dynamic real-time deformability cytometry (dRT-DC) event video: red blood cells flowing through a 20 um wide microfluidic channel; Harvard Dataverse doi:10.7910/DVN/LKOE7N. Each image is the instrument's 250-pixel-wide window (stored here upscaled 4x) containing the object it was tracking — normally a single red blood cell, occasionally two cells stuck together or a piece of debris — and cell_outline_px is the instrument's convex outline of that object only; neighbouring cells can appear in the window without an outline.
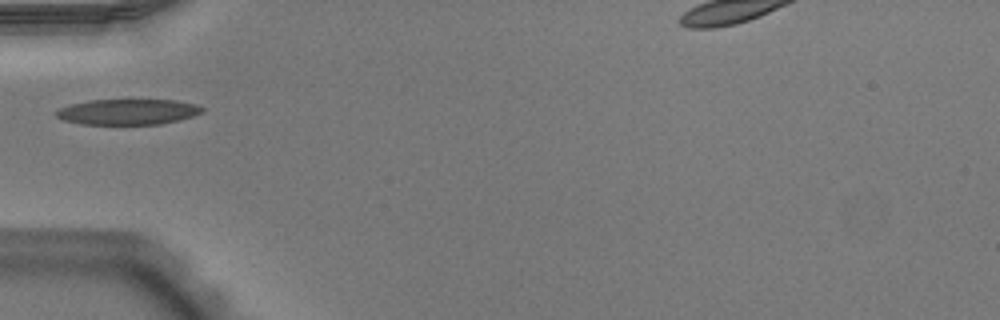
{"species": "Egyptian fruit bat (a non-hibernating species)", "species_latin": "Rousettus aegyptiacus", "temperature_condition": "warm", "stored_images_in_passage": 29, "camera_frame_rate_fps": 3000, "um_per_image_px": 0.085, "animal": {"sex": "male"}, "frame": {"image": 1, "passage_image": 1, "time_ms": 0.0, "image_size_px": [1000, 320], "cell_outline_px": [[204, 112], [180, 120], [160, 124], [80, 124], [64, 120], [56, 116], [56, 112], [60, 108], [72, 104], [88, 100], [176, 100], [196, 104], [204, 108]], "centroid_in_image_um": [10.9, 9.5], "position_along_channel_um": 74.1, "area_um2": 21.73}}
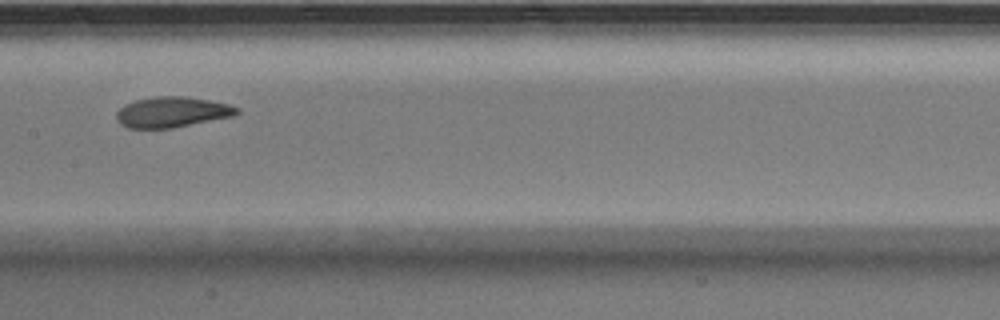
{"frame": {"image": 2, "passage_image": 10, "time_ms": 3.0, "image_size_px": [1000, 320], "cell_outline_px": [[240, 112], [232, 116], [172, 128], [128, 128], [120, 124], [116, 120], [116, 112], [124, 104], [136, 100], [156, 96], [188, 96], [228, 104], [240, 108]], "centroid_in_image_um": [14.6, 9.52], "position_along_channel_um": 192.8, "area_um2": 21.44}}
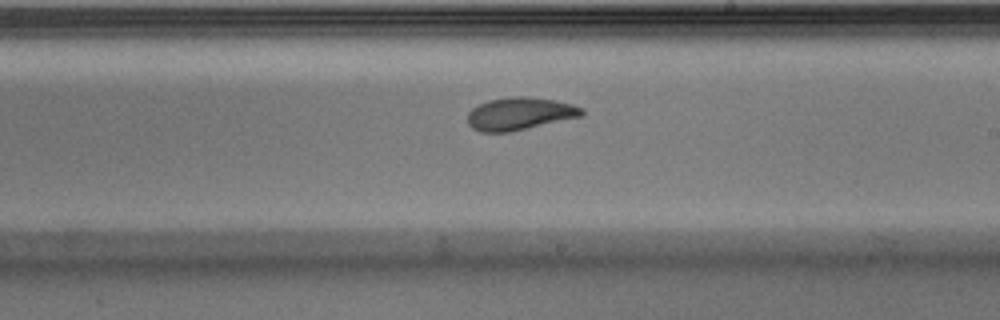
{"frame": {"image": 3, "passage_image": 14, "time_ms": 4.333, "image_size_px": [1000, 320], "cell_outline_px": [[584, 116], [512, 132], [480, 132], [472, 128], [468, 124], [468, 112], [472, 108], [488, 100], [512, 96], [528, 96], [552, 100], [572, 104], [584, 108]], "centroid_in_image_um": [44.2, 9.67], "position_along_channel_um": 244.8, "area_um2": 21.96}}